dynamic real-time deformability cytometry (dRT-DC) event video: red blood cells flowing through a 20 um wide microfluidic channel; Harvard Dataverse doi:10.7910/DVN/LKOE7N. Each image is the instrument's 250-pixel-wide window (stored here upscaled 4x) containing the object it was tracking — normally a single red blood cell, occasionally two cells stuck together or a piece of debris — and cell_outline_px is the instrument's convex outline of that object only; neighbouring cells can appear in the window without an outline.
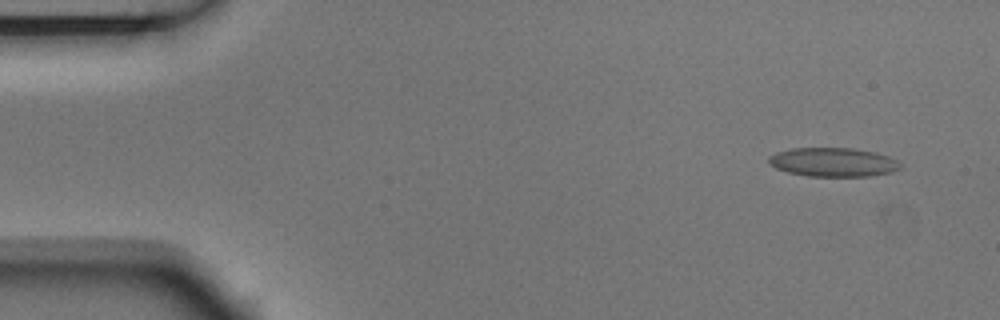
{"species": "Egyptian fruit bat (a non-hibernating species)", "species_latin": "Rousettus aegyptiacus", "temperature_condition": "room temperature", "stored_images_in_passage": 3, "camera_frame_rate_fps": 3000, "um_per_image_px": 0.085, "animal": {"sex": "male"}, "frame": {"image": 1, "passage_image": 1, "time_ms": 0.0, "image_size_px": [1000, 320], "cell_outline_px": [[900, 168], [892, 172], [868, 176], [808, 176], [788, 172], [776, 168], [768, 160], [768, 156], [776, 152], [792, 148], [852, 148], [876, 152], [888, 156], [896, 160], [900, 164]], "centroid_in_image_um": [70.81, 13.78], "position_along_channel_um": 14.2, "area_um2": 22.08}}
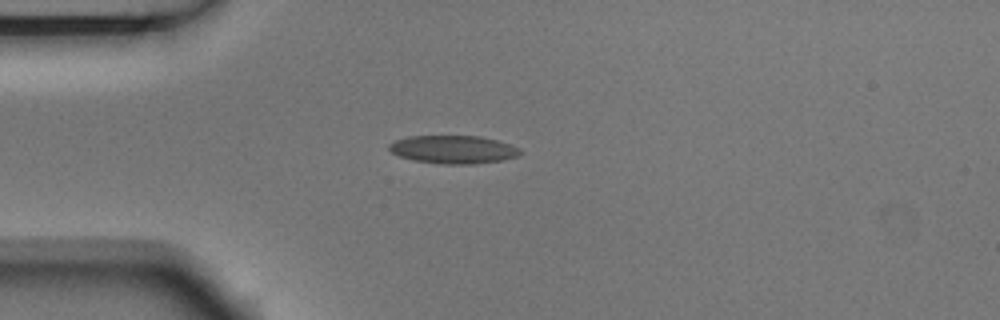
{"frame": {"image": 2, "passage_image": 3, "time_ms": 0.667, "image_size_px": [1000, 320], "cell_outline_px": [[520, 156], [504, 160], [472, 164], [440, 164], [412, 160], [400, 156], [392, 152], [388, 148], [388, 144], [396, 140], [408, 136], [480, 136], [496, 140], [520, 148]], "centroid_in_image_um": [38.53, 12.71], "position_along_channel_um": 46.5, "area_um2": 21.5}}